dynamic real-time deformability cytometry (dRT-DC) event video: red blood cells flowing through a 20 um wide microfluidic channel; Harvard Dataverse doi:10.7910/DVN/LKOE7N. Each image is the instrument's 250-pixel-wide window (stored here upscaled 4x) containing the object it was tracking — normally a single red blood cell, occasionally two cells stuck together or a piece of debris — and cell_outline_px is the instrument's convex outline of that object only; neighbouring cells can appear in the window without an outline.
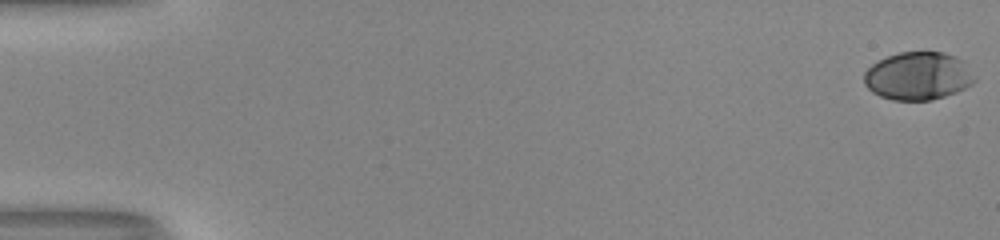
{"species": "human", "species_latin": "Homo sapiens", "temperature_condition": "room temperature", "stored_images_in_passage": 53, "camera_frame_rate_fps": 3000, "um_per_image_px": 0.085, "donor": {"sex": "male"}, "frame": {"image": 1, "passage_image": 1, "time_ms": 0.0, "image_size_px": [1000, 240], "cell_outline_px": [[976, 80], [972, 84], [956, 92], [932, 100], [892, 100], [880, 96], [872, 92], [864, 84], [864, 72], [872, 64], [888, 56], [900, 52], [944, 52], [956, 56], [960, 60]], "centroid_in_image_um": [77.99, 6.47], "position_along_channel_um": 7.0, "area_um2": 30.58}}
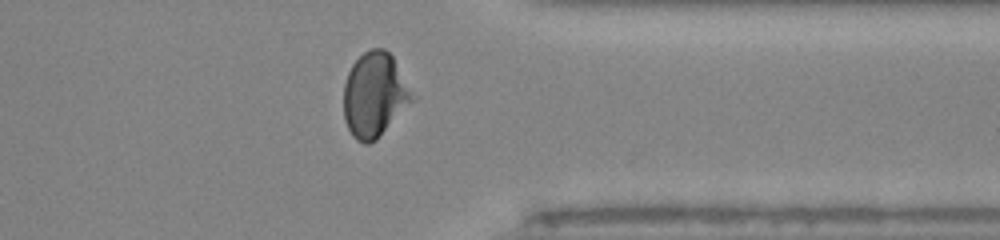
{"frame": {"image": 2, "passage_image": 43, "time_ms": 14.0, "image_size_px": [1000, 240], "cell_outline_px": [[416, 100], [376, 140], [368, 144], [364, 144], [356, 140], [352, 136], [344, 120], [344, 84], [348, 72], [352, 64], [368, 48], [384, 48], [392, 56]], "centroid_in_image_um": [31.83, 8.09], "position_along_channel_um": 379.6, "area_um2": 33.87}}
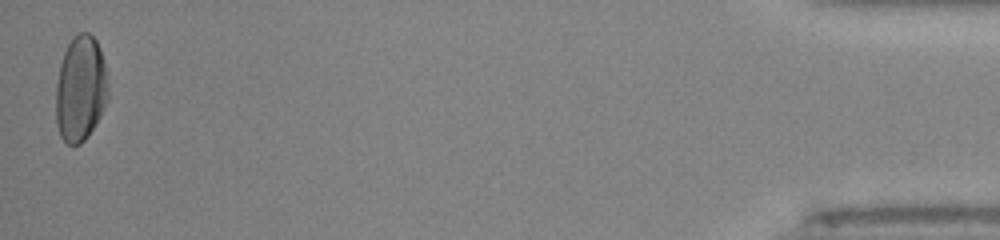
{"frame": {"image": 3, "passage_image": 53, "time_ms": 17.333, "image_size_px": [1000, 240], "cell_outline_px": [[108, 96], [100, 116], [88, 136], [80, 144], [68, 144], [60, 136], [56, 124], [56, 84], [60, 64], [64, 52], [72, 36], [76, 32], [88, 32], [96, 40], [100, 48], [104, 60], [108, 84]], "centroid_in_image_um": [6.84, 7.52], "position_along_channel_um": 428.4, "area_um2": 32.37}, "authors_computed_cell_mechanics": {"area_um2": 31.6166, "velocity_mm_per_s": 4.0777, "shape_relaxation_time_tau1_ms": 4.5422, "shape_relaxation_time_tau2_ms": 0.9835, "deformation_change_tau1": 0.1848, "deformation_change_tau2": 0.0392}}